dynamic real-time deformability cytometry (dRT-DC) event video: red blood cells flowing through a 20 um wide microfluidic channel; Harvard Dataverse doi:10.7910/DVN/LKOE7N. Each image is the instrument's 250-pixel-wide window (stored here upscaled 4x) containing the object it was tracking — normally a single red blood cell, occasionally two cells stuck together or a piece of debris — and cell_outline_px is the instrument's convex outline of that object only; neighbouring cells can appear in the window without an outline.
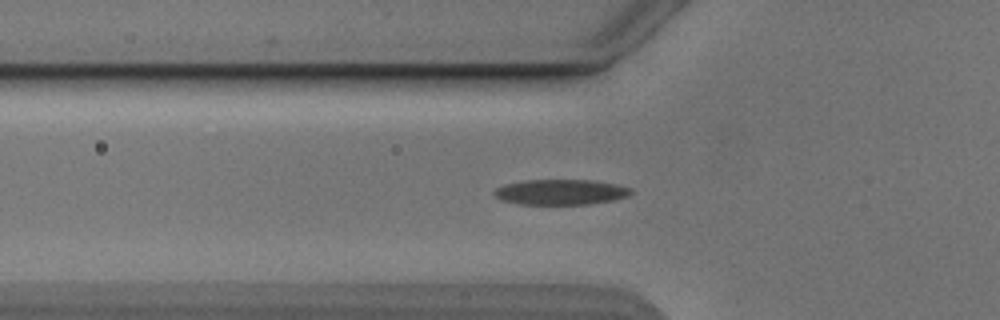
{"species": "Egyptian fruit bat (a non-hibernating species)", "species_latin": "Rousettus aegyptiacus", "temperature_condition": "cold", "stored_images_in_passage": 42, "segment_of_instrument_passage": [1, 2], "camera_frame_rate_fps": 3000, "um_per_image_px": 0.085, "animal": {"sex": "male"}, "frame": {"image": 1, "passage_image": 6, "time_ms": 1.667, "image_size_px": [1000, 320], "cell_outline_px": [[632, 192], [628, 196], [616, 200], [592, 204], [516, 204], [500, 200], [492, 192], [496, 188], [504, 184], [524, 180], [592, 180], [616, 184], [632, 188]], "centroid_in_image_um": [47.66, 16.33], "position_along_channel_um": 78.1, "area_um2": 20.46}}
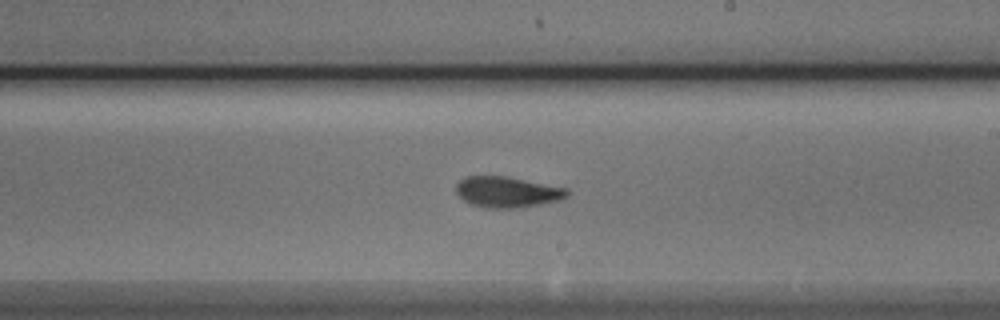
{"frame": {"image": 2, "passage_image": 19, "time_ms": 6.0, "image_size_px": [1000, 320], "cell_outline_px": [[568, 196], [560, 200], [540, 204], [516, 208], [484, 208], [472, 204], [464, 200], [456, 192], [456, 184], [460, 180], [468, 176], [504, 176], [568, 188]], "centroid_in_image_um": [43.12, 16.32], "position_along_channel_um": 245.9, "area_um2": 19.83}}
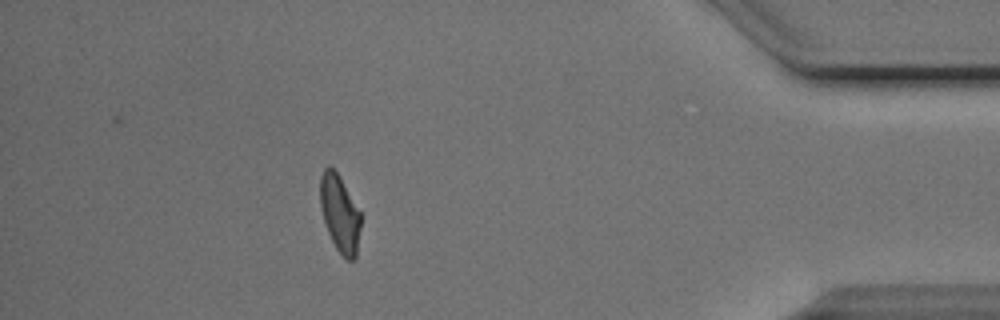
{"frame": {"image": 3, "passage_image": 35, "time_ms": 11.333, "image_size_px": [1000, 320], "cell_outline_px": [[360, 228], [356, 256], [352, 260], [348, 260], [336, 248], [328, 232], [324, 220], [320, 204], [320, 176], [324, 168], [332, 168], [340, 176], [360, 212]], "centroid_in_image_um": [28.88, 18.14], "position_along_channel_um": 406.3, "area_um2": 17.86}}